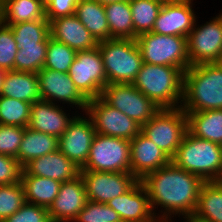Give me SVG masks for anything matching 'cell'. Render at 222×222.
I'll list each match as a JSON object with an SVG mask.
<instances>
[{
  "mask_svg": "<svg viewBox=\"0 0 222 222\" xmlns=\"http://www.w3.org/2000/svg\"><path fill=\"white\" fill-rule=\"evenodd\" d=\"M68 74L87 100L100 97L107 85V75L98 47L77 51Z\"/></svg>",
  "mask_w": 222,
  "mask_h": 222,
  "instance_id": "cell-11",
  "label": "cell"
},
{
  "mask_svg": "<svg viewBox=\"0 0 222 222\" xmlns=\"http://www.w3.org/2000/svg\"><path fill=\"white\" fill-rule=\"evenodd\" d=\"M75 15L97 42L110 39V30L103 4L96 0H78Z\"/></svg>",
  "mask_w": 222,
  "mask_h": 222,
  "instance_id": "cell-26",
  "label": "cell"
},
{
  "mask_svg": "<svg viewBox=\"0 0 222 222\" xmlns=\"http://www.w3.org/2000/svg\"><path fill=\"white\" fill-rule=\"evenodd\" d=\"M80 114V115H79ZM96 130L92 119L85 113H78L69 123L67 130L59 137L58 149L79 168L89 157Z\"/></svg>",
  "mask_w": 222,
  "mask_h": 222,
  "instance_id": "cell-14",
  "label": "cell"
},
{
  "mask_svg": "<svg viewBox=\"0 0 222 222\" xmlns=\"http://www.w3.org/2000/svg\"><path fill=\"white\" fill-rule=\"evenodd\" d=\"M171 161L204 181L222 180V145L197 138L188 131Z\"/></svg>",
  "mask_w": 222,
  "mask_h": 222,
  "instance_id": "cell-4",
  "label": "cell"
},
{
  "mask_svg": "<svg viewBox=\"0 0 222 222\" xmlns=\"http://www.w3.org/2000/svg\"><path fill=\"white\" fill-rule=\"evenodd\" d=\"M184 112L222 109V66L204 63L190 66L184 72Z\"/></svg>",
  "mask_w": 222,
  "mask_h": 222,
  "instance_id": "cell-2",
  "label": "cell"
},
{
  "mask_svg": "<svg viewBox=\"0 0 222 222\" xmlns=\"http://www.w3.org/2000/svg\"><path fill=\"white\" fill-rule=\"evenodd\" d=\"M79 168L59 149L42 157L32 159L23 167L22 175H34L57 180L61 183L80 175Z\"/></svg>",
  "mask_w": 222,
  "mask_h": 222,
  "instance_id": "cell-21",
  "label": "cell"
},
{
  "mask_svg": "<svg viewBox=\"0 0 222 222\" xmlns=\"http://www.w3.org/2000/svg\"><path fill=\"white\" fill-rule=\"evenodd\" d=\"M108 105L121 111L139 125L146 124L160 108L133 84H107L100 96Z\"/></svg>",
  "mask_w": 222,
  "mask_h": 222,
  "instance_id": "cell-10",
  "label": "cell"
},
{
  "mask_svg": "<svg viewBox=\"0 0 222 222\" xmlns=\"http://www.w3.org/2000/svg\"><path fill=\"white\" fill-rule=\"evenodd\" d=\"M218 63L222 66V56H221V59Z\"/></svg>",
  "mask_w": 222,
  "mask_h": 222,
  "instance_id": "cell-47",
  "label": "cell"
},
{
  "mask_svg": "<svg viewBox=\"0 0 222 222\" xmlns=\"http://www.w3.org/2000/svg\"><path fill=\"white\" fill-rule=\"evenodd\" d=\"M141 181L159 222H175L177 218H183L185 222L191 218L205 183L201 177L177 167L172 161L147 174Z\"/></svg>",
  "mask_w": 222,
  "mask_h": 222,
  "instance_id": "cell-1",
  "label": "cell"
},
{
  "mask_svg": "<svg viewBox=\"0 0 222 222\" xmlns=\"http://www.w3.org/2000/svg\"><path fill=\"white\" fill-rule=\"evenodd\" d=\"M110 39H136L131 16L130 0H120L104 5Z\"/></svg>",
  "mask_w": 222,
  "mask_h": 222,
  "instance_id": "cell-29",
  "label": "cell"
},
{
  "mask_svg": "<svg viewBox=\"0 0 222 222\" xmlns=\"http://www.w3.org/2000/svg\"><path fill=\"white\" fill-rule=\"evenodd\" d=\"M185 222H210L199 218H188Z\"/></svg>",
  "mask_w": 222,
  "mask_h": 222,
  "instance_id": "cell-43",
  "label": "cell"
},
{
  "mask_svg": "<svg viewBox=\"0 0 222 222\" xmlns=\"http://www.w3.org/2000/svg\"><path fill=\"white\" fill-rule=\"evenodd\" d=\"M136 42L145 63L174 66L184 72L190 67L187 37L147 32L137 36Z\"/></svg>",
  "mask_w": 222,
  "mask_h": 222,
  "instance_id": "cell-6",
  "label": "cell"
},
{
  "mask_svg": "<svg viewBox=\"0 0 222 222\" xmlns=\"http://www.w3.org/2000/svg\"><path fill=\"white\" fill-rule=\"evenodd\" d=\"M132 84L160 109L182 105L184 71L180 68L143 62Z\"/></svg>",
  "mask_w": 222,
  "mask_h": 222,
  "instance_id": "cell-3",
  "label": "cell"
},
{
  "mask_svg": "<svg viewBox=\"0 0 222 222\" xmlns=\"http://www.w3.org/2000/svg\"><path fill=\"white\" fill-rule=\"evenodd\" d=\"M130 151V172L138 180L171 162V158L141 132L130 140Z\"/></svg>",
  "mask_w": 222,
  "mask_h": 222,
  "instance_id": "cell-20",
  "label": "cell"
},
{
  "mask_svg": "<svg viewBox=\"0 0 222 222\" xmlns=\"http://www.w3.org/2000/svg\"><path fill=\"white\" fill-rule=\"evenodd\" d=\"M2 222H52L48 208L25 202L23 206Z\"/></svg>",
  "mask_w": 222,
  "mask_h": 222,
  "instance_id": "cell-40",
  "label": "cell"
},
{
  "mask_svg": "<svg viewBox=\"0 0 222 222\" xmlns=\"http://www.w3.org/2000/svg\"><path fill=\"white\" fill-rule=\"evenodd\" d=\"M87 201L86 188L81 175L63 182L57 197L48 208L52 222H73Z\"/></svg>",
  "mask_w": 222,
  "mask_h": 222,
  "instance_id": "cell-18",
  "label": "cell"
},
{
  "mask_svg": "<svg viewBox=\"0 0 222 222\" xmlns=\"http://www.w3.org/2000/svg\"><path fill=\"white\" fill-rule=\"evenodd\" d=\"M18 46H30L48 41L50 37V25L48 19H40L30 22H21L8 25Z\"/></svg>",
  "mask_w": 222,
  "mask_h": 222,
  "instance_id": "cell-32",
  "label": "cell"
},
{
  "mask_svg": "<svg viewBox=\"0 0 222 222\" xmlns=\"http://www.w3.org/2000/svg\"><path fill=\"white\" fill-rule=\"evenodd\" d=\"M31 103L0 96V124L26 128L30 120Z\"/></svg>",
  "mask_w": 222,
  "mask_h": 222,
  "instance_id": "cell-34",
  "label": "cell"
},
{
  "mask_svg": "<svg viewBox=\"0 0 222 222\" xmlns=\"http://www.w3.org/2000/svg\"><path fill=\"white\" fill-rule=\"evenodd\" d=\"M77 51L49 37L43 68L68 73Z\"/></svg>",
  "mask_w": 222,
  "mask_h": 222,
  "instance_id": "cell-35",
  "label": "cell"
},
{
  "mask_svg": "<svg viewBox=\"0 0 222 222\" xmlns=\"http://www.w3.org/2000/svg\"><path fill=\"white\" fill-rule=\"evenodd\" d=\"M18 45L11 28L0 22V68L4 71L14 70V60Z\"/></svg>",
  "mask_w": 222,
  "mask_h": 222,
  "instance_id": "cell-38",
  "label": "cell"
},
{
  "mask_svg": "<svg viewBox=\"0 0 222 222\" xmlns=\"http://www.w3.org/2000/svg\"><path fill=\"white\" fill-rule=\"evenodd\" d=\"M163 5L159 0H130L134 33L152 32L158 13Z\"/></svg>",
  "mask_w": 222,
  "mask_h": 222,
  "instance_id": "cell-31",
  "label": "cell"
},
{
  "mask_svg": "<svg viewBox=\"0 0 222 222\" xmlns=\"http://www.w3.org/2000/svg\"><path fill=\"white\" fill-rule=\"evenodd\" d=\"M25 201L49 208L59 193L61 182L34 175H22Z\"/></svg>",
  "mask_w": 222,
  "mask_h": 222,
  "instance_id": "cell-28",
  "label": "cell"
},
{
  "mask_svg": "<svg viewBox=\"0 0 222 222\" xmlns=\"http://www.w3.org/2000/svg\"><path fill=\"white\" fill-rule=\"evenodd\" d=\"M222 12V9H221ZM195 26L187 37L190 66L218 63L222 56V13Z\"/></svg>",
  "mask_w": 222,
  "mask_h": 222,
  "instance_id": "cell-9",
  "label": "cell"
},
{
  "mask_svg": "<svg viewBox=\"0 0 222 222\" xmlns=\"http://www.w3.org/2000/svg\"><path fill=\"white\" fill-rule=\"evenodd\" d=\"M46 18L45 0H0V22L12 25Z\"/></svg>",
  "mask_w": 222,
  "mask_h": 222,
  "instance_id": "cell-24",
  "label": "cell"
},
{
  "mask_svg": "<svg viewBox=\"0 0 222 222\" xmlns=\"http://www.w3.org/2000/svg\"><path fill=\"white\" fill-rule=\"evenodd\" d=\"M78 0H45L46 18L52 19L75 14Z\"/></svg>",
  "mask_w": 222,
  "mask_h": 222,
  "instance_id": "cell-42",
  "label": "cell"
},
{
  "mask_svg": "<svg viewBox=\"0 0 222 222\" xmlns=\"http://www.w3.org/2000/svg\"><path fill=\"white\" fill-rule=\"evenodd\" d=\"M6 71H4L2 68H0V94L2 90V82H3V77Z\"/></svg>",
  "mask_w": 222,
  "mask_h": 222,
  "instance_id": "cell-44",
  "label": "cell"
},
{
  "mask_svg": "<svg viewBox=\"0 0 222 222\" xmlns=\"http://www.w3.org/2000/svg\"><path fill=\"white\" fill-rule=\"evenodd\" d=\"M86 114L92 119L96 133L132 140L141 132V125L101 97L88 100Z\"/></svg>",
  "mask_w": 222,
  "mask_h": 222,
  "instance_id": "cell-12",
  "label": "cell"
},
{
  "mask_svg": "<svg viewBox=\"0 0 222 222\" xmlns=\"http://www.w3.org/2000/svg\"><path fill=\"white\" fill-rule=\"evenodd\" d=\"M25 128L0 124V154L17 158Z\"/></svg>",
  "mask_w": 222,
  "mask_h": 222,
  "instance_id": "cell-39",
  "label": "cell"
},
{
  "mask_svg": "<svg viewBox=\"0 0 222 222\" xmlns=\"http://www.w3.org/2000/svg\"><path fill=\"white\" fill-rule=\"evenodd\" d=\"M50 37L76 51L98 47V42L75 14L52 19L49 22Z\"/></svg>",
  "mask_w": 222,
  "mask_h": 222,
  "instance_id": "cell-22",
  "label": "cell"
},
{
  "mask_svg": "<svg viewBox=\"0 0 222 222\" xmlns=\"http://www.w3.org/2000/svg\"><path fill=\"white\" fill-rule=\"evenodd\" d=\"M0 96H6L31 104L41 100L37 73L6 71Z\"/></svg>",
  "mask_w": 222,
  "mask_h": 222,
  "instance_id": "cell-23",
  "label": "cell"
},
{
  "mask_svg": "<svg viewBox=\"0 0 222 222\" xmlns=\"http://www.w3.org/2000/svg\"><path fill=\"white\" fill-rule=\"evenodd\" d=\"M58 146L57 137L26 127L16 159L24 167L32 159L58 150Z\"/></svg>",
  "mask_w": 222,
  "mask_h": 222,
  "instance_id": "cell-27",
  "label": "cell"
},
{
  "mask_svg": "<svg viewBox=\"0 0 222 222\" xmlns=\"http://www.w3.org/2000/svg\"><path fill=\"white\" fill-rule=\"evenodd\" d=\"M130 140L96 133L80 171L130 172Z\"/></svg>",
  "mask_w": 222,
  "mask_h": 222,
  "instance_id": "cell-8",
  "label": "cell"
},
{
  "mask_svg": "<svg viewBox=\"0 0 222 222\" xmlns=\"http://www.w3.org/2000/svg\"><path fill=\"white\" fill-rule=\"evenodd\" d=\"M25 202L21 182L0 185V222L17 212Z\"/></svg>",
  "mask_w": 222,
  "mask_h": 222,
  "instance_id": "cell-36",
  "label": "cell"
},
{
  "mask_svg": "<svg viewBox=\"0 0 222 222\" xmlns=\"http://www.w3.org/2000/svg\"><path fill=\"white\" fill-rule=\"evenodd\" d=\"M107 204L119 214L122 222H159L152 211L148 192L141 180Z\"/></svg>",
  "mask_w": 222,
  "mask_h": 222,
  "instance_id": "cell-17",
  "label": "cell"
},
{
  "mask_svg": "<svg viewBox=\"0 0 222 222\" xmlns=\"http://www.w3.org/2000/svg\"><path fill=\"white\" fill-rule=\"evenodd\" d=\"M194 0L163 3L152 32L163 35L188 37L197 17Z\"/></svg>",
  "mask_w": 222,
  "mask_h": 222,
  "instance_id": "cell-16",
  "label": "cell"
},
{
  "mask_svg": "<svg viewBox=\"0 0 222 222\" xmlns=\"http://www.w3.org/2000/svg\"><path fill=\"white\" fill-rule=\"evenodd\" d=\"M23 166L16 158L0 154V185L19 183Z\"/></svg>",
  "mask_w": 222,
  "mask_h": 222,
  "instance_id": "cell-41",
  "label": "cell"
},
{
  "mask_svg": "<svg viewBox=\"0 0 222 222\" xmlns=\"http://www.w3.org/2000/svg\"><path fill=\"white\" fill-rule=\"evenodd\" d=\"M37 76L41 100L57 105L62 103V106L68 104L67 108L70 105L75 112H86L88 100L78 91L68 73L42 68Z\"/></svg>",
  "mask_w": 222,
  "mask_h": 222,
  "instance_id": "cell-13",
  "label": "cell"
},
{
  "mask_svg": "<svg viewBox=\"0 0 222 222\" xmlns=\"http://www.w3.org/2000/svg\"><path fill=\"white\" fill-rule=\"evenodd\" d=\"M97 2H99L100 4H108V3H114V2H117V1H120V0H96Z\"/></svg>",
  "mask_w": 222,
  "mask_h": 222,
  "instance_id": "cell-45",
  "label": "cell"
},
{
  "mask_svg": "<svg viewBox=\"0 0 222 222\" xmlns=\"http://www.w3.org/2000/svg\"><path fill=\"white\" fill-rule=\"evenodd\" d=\"M187 131V115L181 107L161 108L141 126V133L171 159L176 155Z\"/></svg>",
  "mask_w": 222,
  "mask_h": 222,
  "instance_id": "cell-7",
  "label": "cell"
},
{
  "mask_svg": "<svg viewBox=\"0 0 222 222\" xmlns=\"http://www.w3.org/2000/svg\"><path fill=\"white\" fill-rule=\"evenodd\" d=\"M89 201L107 203L127 192L138 179L131 172L80 171Z\"/></svg>",
  "mask_w": 222,
  "mask_h": 222,
  "instance_id": "cell-15",
  "label": "cell"
},
{
  "mask_svg": "<svg viewBox=\"0 0 222 222\" xmlns=\"http://www.w3.org/2000/svg\"><path fill=\"white\" fill-rule=\"evenodd\" d=\"M191 218L222 222V180L205 181L200 191L196 211Z\"/></svg>",
  "mask_w": 222,
  "mask_h": 222,
  "instance_id": "cell-30",
  "label": "cell"
},
{
  "mask_svg": "<svg viewBox=\"0 0 222 222\" xmlns=\"http://www.w3.org/2000/svg\"><path fill=\"white\" fill-rule=\"evenodd\" d=\"M48 41L36 45L18 46L14 71L38 73L44 66Z\"/></svg>",
  "mask_w": 222,
  "mask_h": 222,
  "instance_id": "cell-33",
  "label": "cell"
},
{
  "mask_svg": "<svg viewBox=\"0 0 222 222\" xmlns=\"http://www.w3.org/2000/svg\"><path fill=\"white\" fill-rule=\"evenodd\" d=\"M73 222H122V220L107 203L88 200Z\"/></svg>",
  "mask_w": 222,
  "mask_h": 222,
  "instance_id": "cell-37",
  "label": "cell"
},
{
  "mask_svg": "<svg viewBox=\"0 0 222 222\" xmlns=\"http://www.w3.org/2000/svg\"><path fill=\"white\" fill-rule=\"evenodd\" d=\"M185 113L190 134L222 145V109Z\"/></svg>",
  "mask_w": 222,
  "mask_h": 222,
  "instance_id": "cell-25",
  "label": "cell"
},
{
  "mask_svg": "<svg viewBox=\"0 0 222 222\" xmlns=\"http://www.w3.org/2000/svg\"><path fill=\"white\" fill-rule=\"evenodd\" d=\"M63 107L60 104L57 105L44 100L31 104L30 120L27 127L59 139L67 130L69 123L79 113L72 111L70 115L68 110H65L66 107Z\"/></svg>",
  "mask_w": 222,
  "mask_h": 222,
  "instance_id": "cell-19",
  "label": "cell"
},
{
  "mask_svg": "<svg viewBox=\"0 0 222 222\" xmlns=\"http://www.w3.org/2000/svg\"><path fill=\"white\" fill-rule=\"evenodd\" d=\"M159 1L166 3V2H183V1H189V0H159Z\"/></svg>",
  "mask_w": 222,
  "mask_h": 222,
  "instance_id": "cell-46",
  "label": "cell"
},
{
  "mask_svg": "<svg viewBox=\"0 0 222 222\" xmlns=\"http://www.w3.org/2000/svg\"><path fill=\"white\" fill-rule=\"evenodd\" d=\"M98 48L107 75V84H132L143 64L136 39L112 38L98 42Z\"/></svg>",
  "mask_w": 222,
  "mask_h": 222,
  "instance_id": "cell-5",
  "label": "cell"
}]
</instances>
